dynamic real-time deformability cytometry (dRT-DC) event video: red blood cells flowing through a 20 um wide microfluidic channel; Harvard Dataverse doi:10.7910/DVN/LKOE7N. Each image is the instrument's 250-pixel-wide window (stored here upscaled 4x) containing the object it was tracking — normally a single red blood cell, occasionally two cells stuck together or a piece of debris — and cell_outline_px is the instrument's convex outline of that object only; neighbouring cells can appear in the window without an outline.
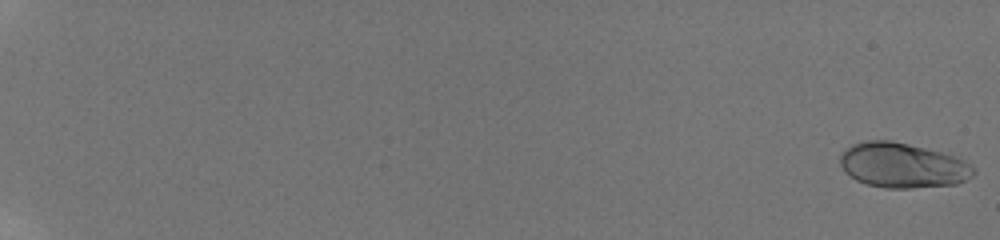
{"species": "human", "species_latin": "Homo sapiens", "temperature_condition": "room temperature", "stored_images_in_passage": 44, "camera_frame_rate_fps": 3000, "um_per_image_px": 0.085, "donor": {"sex": "male"}, "frame": {"image": 1, "passage_image": 1, "time_ms": 0.0, "image_size_px": [1000, 240], "cell_outline_px": [[976, 172], [972, 176], [956, 184], [908, 188], [884, 188], [868, 184], [856, 180], [840, 164], [840, 156], [852, 144], [868, 140], [892, 140], [956, 156], [964, 160], [976, 168]], "centroid_in_image_um": [76.76, 14.05], "position_along_channel_um": 8.2, "area_um2": 34.62}}
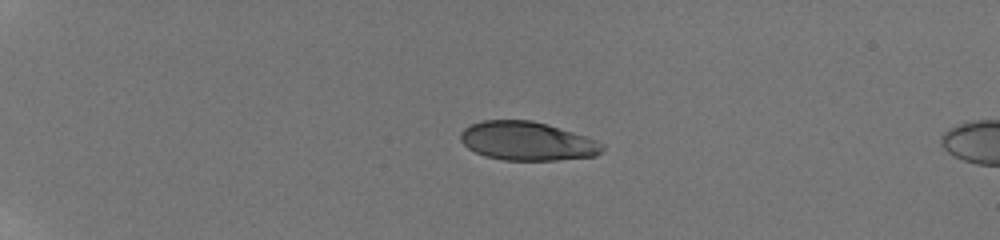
{"frame": {"image": 2, "passage_image": 37, "time_ms": 5.333, "image_size_px": [1000, 240], "cell_outline_px": [[604, 148], [596, 156], [556, 160], [504, 160], [484, 156], [468, 148], [460, 140], [460, 132], [468, 124], [480, 120], [532, 120], [548, 124], [596, 140], [604, 144]], "centroid_in_image_um": [44.77, 11.98], "position_along_channel_um": 40.2, "area_um2": 32.14}}